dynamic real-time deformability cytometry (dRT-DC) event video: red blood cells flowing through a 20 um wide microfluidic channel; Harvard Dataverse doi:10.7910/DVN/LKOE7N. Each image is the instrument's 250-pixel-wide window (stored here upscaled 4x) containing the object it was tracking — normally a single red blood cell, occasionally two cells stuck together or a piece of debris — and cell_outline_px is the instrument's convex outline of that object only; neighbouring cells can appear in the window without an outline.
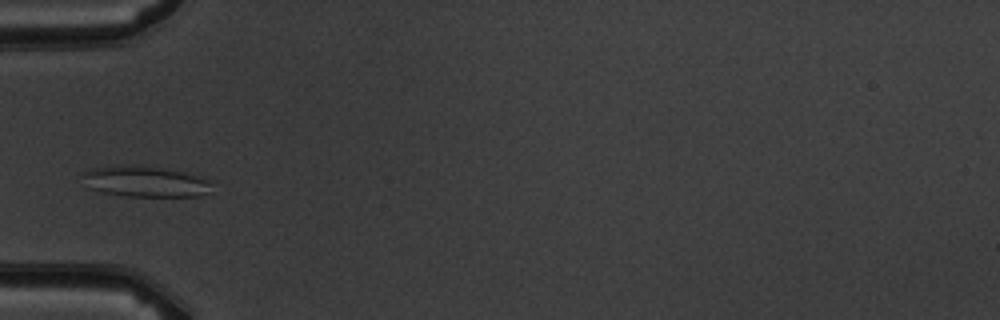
{"species": "common noctule bat (a hibernating species)", "species_latin": "Nyctalus noctula", "temperature_condition": "warm", "stored_images_in_passage": 3, "camera_frame_rate_fps": 3000, "um_per_image_px": 0.085, "animal": {"sex": "male", "body_mass_g": 19.5, "forearm_length_mm": 54.6}, "frame": {"image": 1, "passage_image": 3, "time_ms": 2.0, "image_size_px": [1000, 320], "cell_outline_px": [[208, 192], [200, 196], [124, 196], [104, 192], [92, 188], [84, 176], [84, 172], [88, 168], [120, 164], [132, 164], [184, 172], [200, 176], [208, 180]], "centroid_in_image_um": [12.32, 15.41], "position_along_channel_um": 72.7, "area_um2": 22.83}}